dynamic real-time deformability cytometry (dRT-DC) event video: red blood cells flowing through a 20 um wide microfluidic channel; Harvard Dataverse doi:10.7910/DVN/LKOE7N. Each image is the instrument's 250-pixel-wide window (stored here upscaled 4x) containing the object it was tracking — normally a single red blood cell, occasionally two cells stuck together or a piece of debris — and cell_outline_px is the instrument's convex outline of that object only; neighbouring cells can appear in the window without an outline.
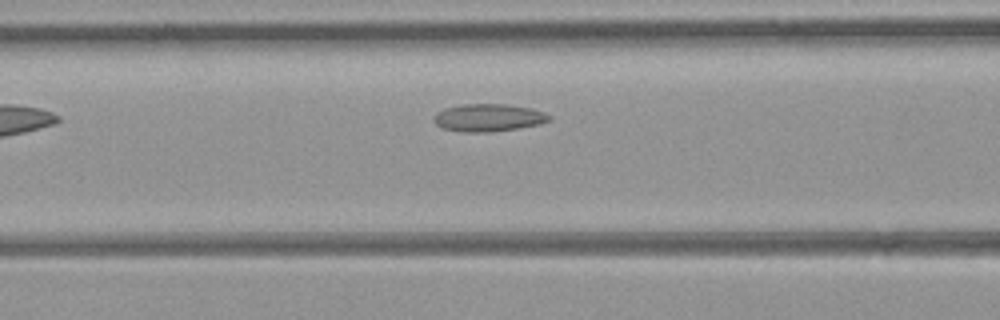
{"species": "common noctule bat (a hibernating species)", "species_latin": "Nyctalus noctula", "temperature_condition": "room temperature", "stored_images_in_passage": 18, "camera_frame_rate_fps": 3000, "um_per_image_px": 0.085, "animal": {"sex": "female", "body_mass_g": 21.9}, "frame": {"image": 1, "passage_image": 5, "time_ms": 1.333, "image_size_px": [1000, 320], "cell_outline_px": [[552, 116], [548, 120], [540, 124], [516, 128], [484, 132], [464, 132], [444, 128], [436, 124], [432, 120], [436, 112], [444, 108], [464, 104], [508, 104], [532, 108], [544, 112]], "centroid_in_image_um": [41.5, 9.98], "position_along_channel_um": 125.1, "area_um2": 18.44}}
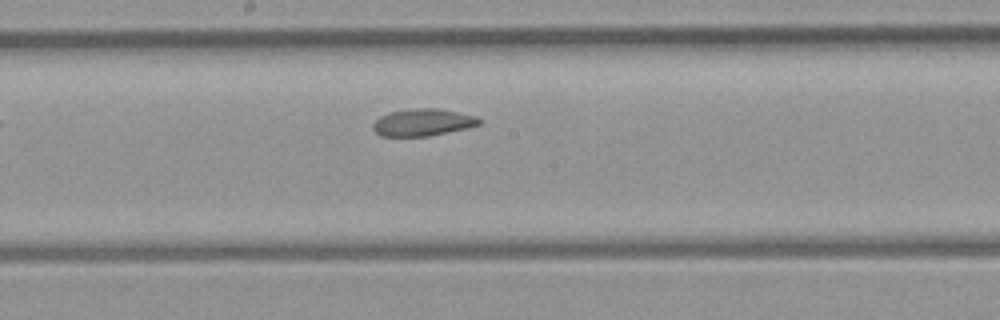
{"frame": {"image": 2, "passage_image": 11, "time_ms": 3.333, "image_size_px": [1000, 320], "cell_outline_px": [[484, 120], [480, 124], [468, 128], [428, 136], [380, 136], [372, 128], [372, 124], [380, 116], [388, 112], [412, 108], [440, 108], [476, 116]], "centroid_in_image_um": [35.95, 10.39], "position_along_channel_um": 212.2, "area_um2": 16.99}}
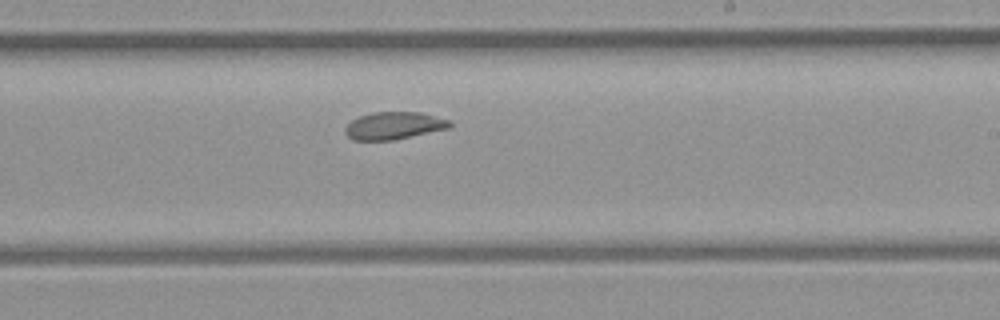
{"frame": {"image": 3, "passage_image": 14, "time_ms": 4.333, "image_size_px": [1000, 320], "cell_outline_px": [[452, 124], [448, 128], [392, 140], [352, 140], [344, 132], [344, 128], [352, 120], [360, 116], [372, 112], [420, 112], [452, 120]], "centroid_in_image_um": [33.47, 10.67], "position_along_channel_um": 255.5, "area_um2": 16.65}}